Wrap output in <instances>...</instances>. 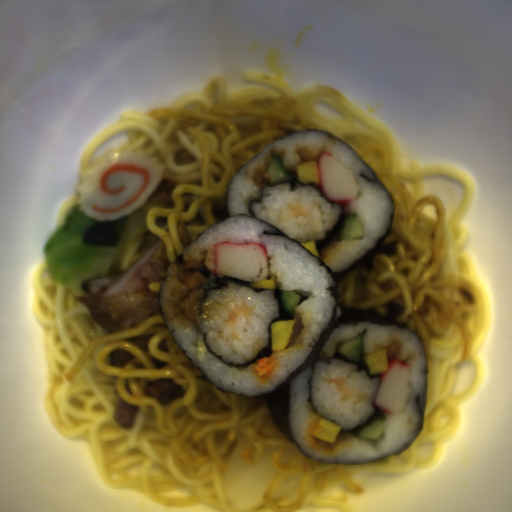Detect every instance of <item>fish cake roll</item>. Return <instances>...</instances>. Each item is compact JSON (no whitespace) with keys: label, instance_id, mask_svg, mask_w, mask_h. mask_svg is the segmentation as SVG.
Returning a JSON list of instances; mask_svg holds the SVG:
<instances>
[{"label":"fish cake roll","instance_id":"1","mask_svg":"<svg viewBox=\"0 0 512 512\" xmlns=\"http://www.w3.org/2000/svg\"><path fill=\"white\" fill-rule=\"evenodd\" d=\"M77 203L94 220L113 221L141 207L163 179L158 161L127 149H110L79 171Z\"/></svg>","mask_w":512,"mask_h":512}]
</instances>
